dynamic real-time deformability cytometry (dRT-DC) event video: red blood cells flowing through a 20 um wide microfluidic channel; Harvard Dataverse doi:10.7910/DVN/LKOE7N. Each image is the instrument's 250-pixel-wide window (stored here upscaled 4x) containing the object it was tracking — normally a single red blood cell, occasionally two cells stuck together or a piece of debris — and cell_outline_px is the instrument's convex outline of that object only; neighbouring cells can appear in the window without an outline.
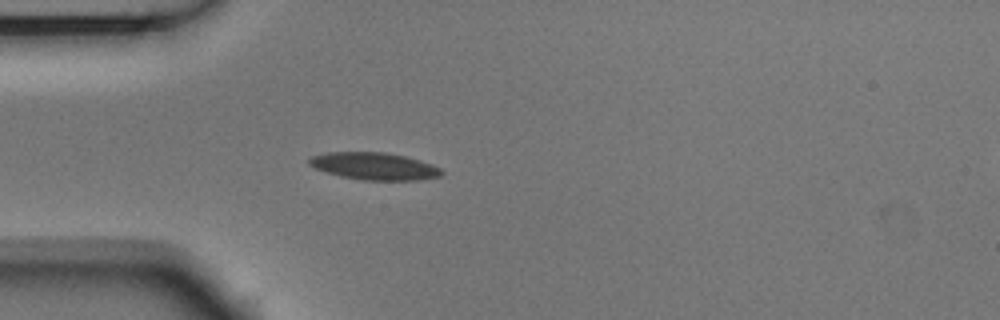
{"species": "Egyptian fruit bat (a non-hibernating species)", "species_latin": "Rousettus aegyptiacus", "temperature_condition": "room temperature", "stored_images_in_passage": 3, "camera_frame_rate_fps": 3000, "um_per_image_px": 0.085, "animal": {"sex": "male"}, "frame": {"image": 1, "passage_image": 3, "time_ms": 0.667, "image_size_px": [1000, 320], "cell_outline_px": [[444, 172], [440, 176], [420, 180], [360, 180], [340, 176], [316, 168], [308, 164], [308, 160], [312, 156], [328, 152], [384, 152], [404, 156], [432, 164], [440, 168]], "centroid_in_image_um": [31.82, 14.13], "position_along_channel_um": 53.2, "area_um2": 20.92}}